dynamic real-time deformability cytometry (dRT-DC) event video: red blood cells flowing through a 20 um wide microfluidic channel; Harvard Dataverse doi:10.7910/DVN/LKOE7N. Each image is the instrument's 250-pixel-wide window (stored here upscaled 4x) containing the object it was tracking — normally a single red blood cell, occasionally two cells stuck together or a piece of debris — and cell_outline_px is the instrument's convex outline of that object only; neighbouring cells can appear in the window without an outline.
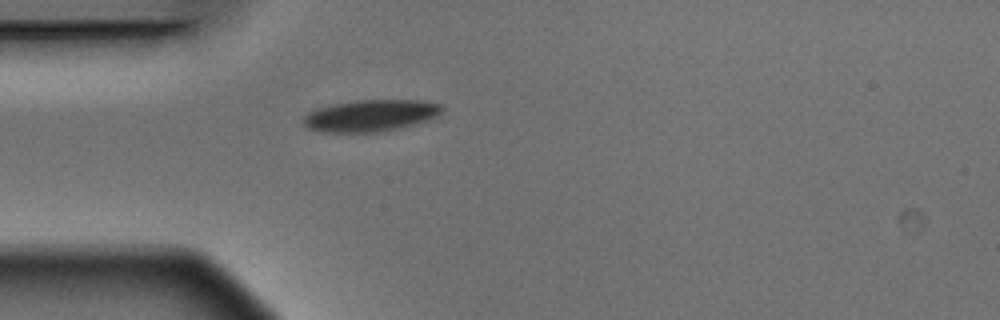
{"species": "Egyptian fruit bat (a non-hibernating species)", "species_latin": "Rousettus aegyptiacus", "temperature_condition": "warm", "stored_images_in_passage": 1, "camera_frame_rate_fps": 3000, "um_per_image_px": 0.085, "animal": {"sex": "male"}, "frame": {"image": 1, "passage_image": 1, "time_ms": 0.0, "image_size_px": [1000, 320], "cell_outline_px": [[444, 108], [436, 116], [400, 128], [380, 132], [320, 132], [308, 128], [304, 124], [304, 116], [308, 112], [316, 108], [332, 104], [356, 100], [416, 100], [440, 104]], "centroid_in_image_um": [31.44, 9.82], "position_along_channel_um": 53.6, "area_um2": 25.43}}